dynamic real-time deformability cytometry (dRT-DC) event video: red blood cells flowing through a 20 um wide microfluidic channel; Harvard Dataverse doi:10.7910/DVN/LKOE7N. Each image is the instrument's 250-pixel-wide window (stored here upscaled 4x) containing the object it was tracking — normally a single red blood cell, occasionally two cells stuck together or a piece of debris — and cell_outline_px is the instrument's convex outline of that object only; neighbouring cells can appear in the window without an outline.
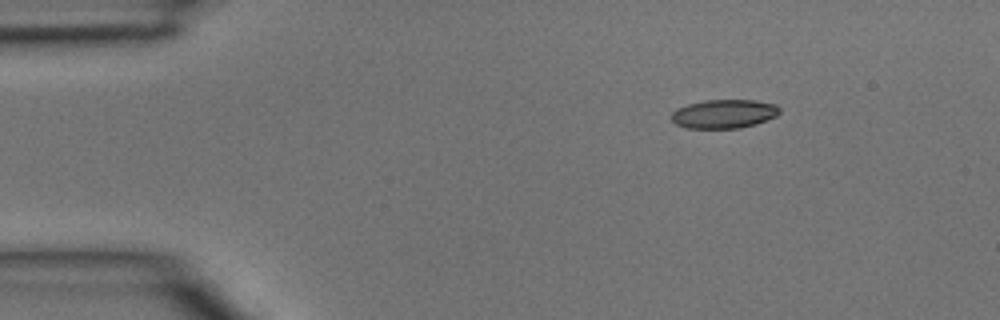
{"species": "common noctule bat (a hibernating species)", "species_latin": "Nyctalus noctula", "temperature_condition": "room temperature", "stored_images_in_passage": 5, "camera_frame_rate_fps": 3000, "um_per_image_px": 0.085, "animal": {"sex": "male", "body_mass_g": 15.6}, "frame": {"image": 1, "passage_image": 1, "time_ms": 0.0, "image_size_px": [1000, 320], "cell_outline_px": [[780, 112], [776, 116], [756, 124], [740, 128], [688, 128], [676, 124], [672, 120], [672, 112], [676, 108], [688, 104], [704, 100], [756, 100], [776, 104], [780, 108]], "centroid_in_image_um": [61.55, 9.67], "position_along_channel_um": 23.4, "area_um2": 18.21}}
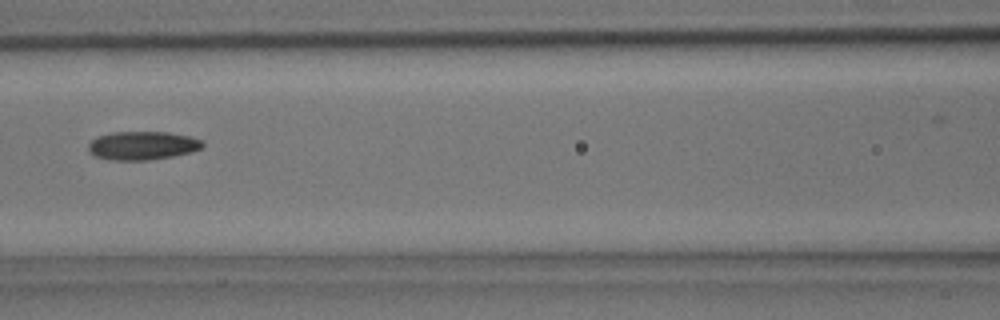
{"frame": {"image": 2, "passage_image": 5, "time_ms": 1.333, "image_size_px": [1000, 320], "cell_outline_px": [[204, 144], [200, 148], [192, 152], [172, 156], [148, 160], [112, 160], [96, 156], [88, 148], [88, 144], [96, 136], [112, 132], [168, 132], [192, 136], [200, 140]], "centroid_in_image_um": [12.11, 12.36], "position_along_channel_um": 154.5, "area_um2": 18.9}}